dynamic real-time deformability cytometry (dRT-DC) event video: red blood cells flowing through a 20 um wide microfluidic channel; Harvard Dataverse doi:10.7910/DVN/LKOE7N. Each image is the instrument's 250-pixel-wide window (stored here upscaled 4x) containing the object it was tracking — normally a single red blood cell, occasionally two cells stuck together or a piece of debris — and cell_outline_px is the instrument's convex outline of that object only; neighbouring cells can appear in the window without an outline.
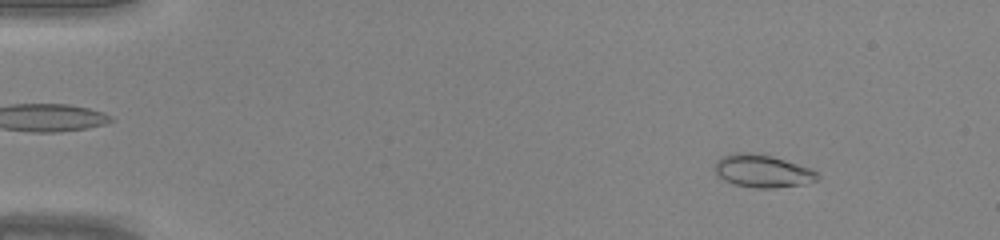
{"species": "common noctule bat (a hibernating species)", "species_latin": "Nyctalus noctula", "temperature_condition": "warm", "stored_images_in_passage": 46, "segment_of_instrument_passage": [1, 2], "camera_frame_rate_fps": 3000, "um_per_image_px": 0.085, "animal": {"sex": "male", "body_mass_g": 20.0, "forearm_length_mm": 53.3}, "frame": {"image": 1, "passage_image": 5, "time_ms": 1.333, "image_size_px": [1000, 240], "cell_outline_px": [[820, 176], [816, 180], [804, 184], [772, 188], [756, 188], [736, 184], [724, 180], [716, 176], [712, 168], [716, 160], [720, 156], [736, 152], [760, 152], [808, 168], [816, 172]], "centroid_in_image_um": [64.72, 14.52], "position_along_channel_um": 20.3, "area_um2": 19.77}}
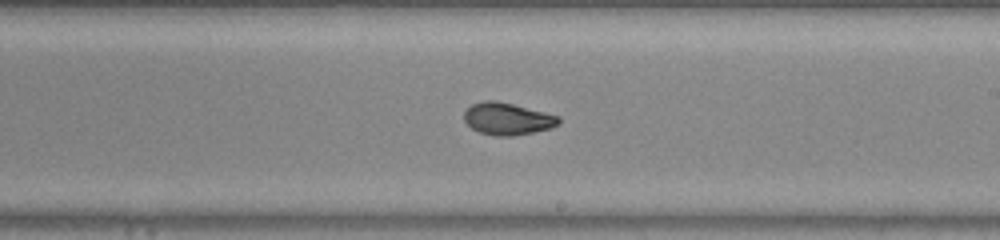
{"frame": {"image": 2, "passage_image": 27, "time_ms": 8.667, "image_size_px": [1000, 240], "cell_outline_px": [[560, 120], [552, 128], [512, 136], [492, 136], [480, 132], [472, 128], [464, 120], [464, 112], [472, 104], [484, 100], [496, 100], [560, 116]], "centroid_in_image_um": [43.11, 10.1], "position_along_channel_um": 245.9, "area_um2": 17.57}}
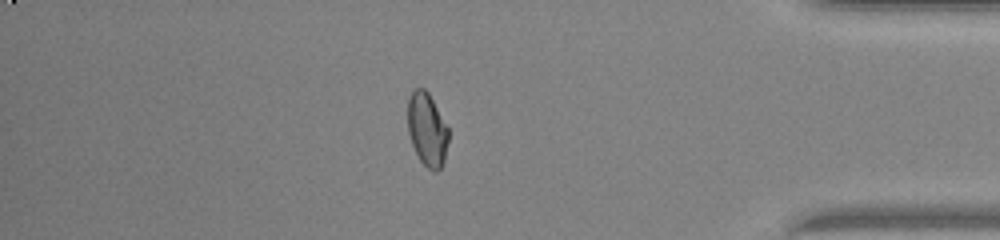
{"frame": {"image": 3, "passage_image": 39, "time_ms": 12.667, "image_size_px": [1000, 240], "cell_outline_px": [[448, 140], [444, 164], [436, 172], [432, 172], [420, 160], [412, 144], [408, 132], [408, 96], [412, 88], [424, 88], [428, 92], [448, 128]], "centroid_in_image_um": [36.29, 11.0], "position_along_channel_um": 398.9, "area_um2": 17.46}}